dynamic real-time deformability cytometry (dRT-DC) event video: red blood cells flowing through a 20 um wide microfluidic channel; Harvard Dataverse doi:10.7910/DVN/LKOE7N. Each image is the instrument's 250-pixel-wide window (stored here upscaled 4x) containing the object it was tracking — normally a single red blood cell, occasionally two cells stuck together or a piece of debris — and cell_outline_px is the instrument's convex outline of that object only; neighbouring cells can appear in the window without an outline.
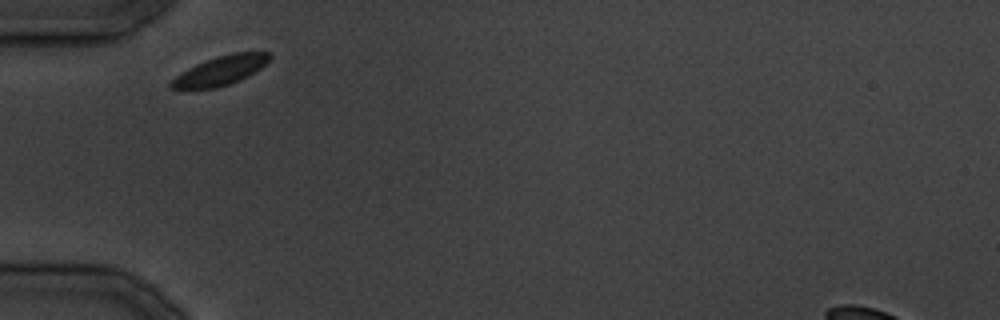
{"species": "common noctule bat (a hibernating species)", "species_latin": "Nyctalus noctula", "temperature_condition": "cold", "stored_images_in_passage": 17, "camera_frame_rate_fps": 3000, "um_per_image_px": 0.085, "animal": {"sex": "male", "body_mass_g": 19.5, "forearm_length_mm": 54.6}, "frame": {"image": 1, "passage_image": 1, "time_ms": 0.0, "image_size_px": [1000, 320], "cell_outline_px": [[272, 56], [260, 68], [248, 76], [240, 80], [216, 88], [172, 88], [168, 84], [176, 76], [188, 68], [196, 64], [232, 52], [268, 52]], "centroid_in_image_um": [18.76, 5.99], "position_along_channel_um": 66.2, "area_um2": 16.3}}
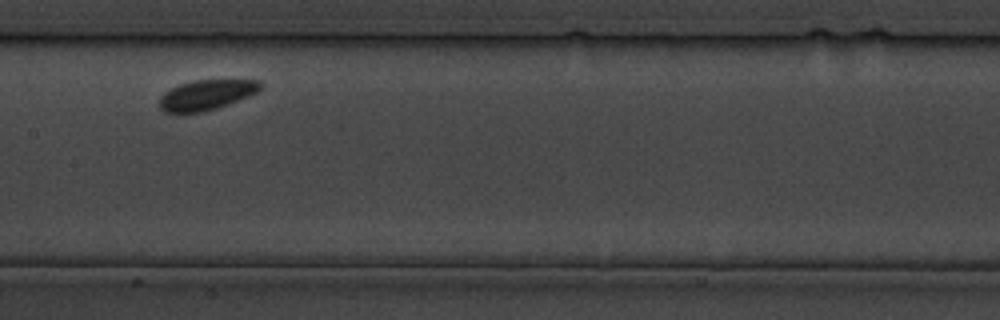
{"frame": {"image": 2, "passage_image": 8, "time_ms": 9.0, "image_size_px": [1000, 320], "cell_outline_px": [[264, 88], [248, 96], [228, 104], [204, 112], [164, 112], [160, 108], [160, 96], [164, 92], [180, 84], [192, 80], [260, 80], [264, 84]], "centroid_in_image_um": [17.58, 8.05], "position_along_channel_um": 189.8, "area_um2": 17.69}}
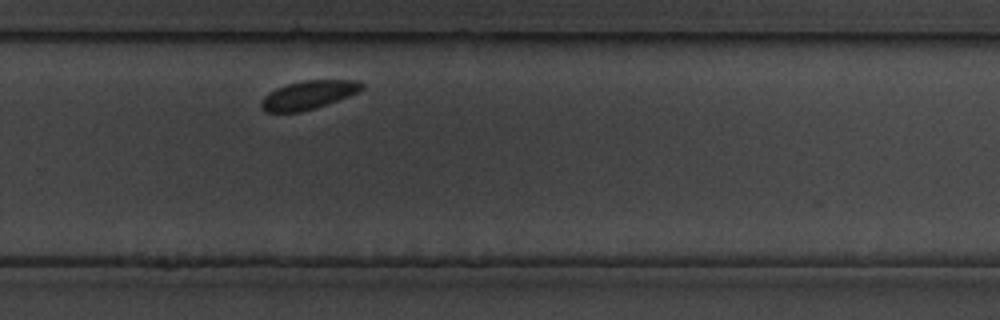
{"frame": {"image": 3, "passage_image": 15, "time_ms": 17.0, "image_size_px": [1000, 320], "cell_outline_px": [[364, 88], [348, 96], [316, 108], [300, 112], [264, 112], [260, 108], [260, 100], [268, 92], [276, 88], [300, 80], [360, 80], [364, 84]], "centroid_in_image_um": [26.17, 8.07], "position_along_channel_um": 303.6, "area_um2": 16.88}}